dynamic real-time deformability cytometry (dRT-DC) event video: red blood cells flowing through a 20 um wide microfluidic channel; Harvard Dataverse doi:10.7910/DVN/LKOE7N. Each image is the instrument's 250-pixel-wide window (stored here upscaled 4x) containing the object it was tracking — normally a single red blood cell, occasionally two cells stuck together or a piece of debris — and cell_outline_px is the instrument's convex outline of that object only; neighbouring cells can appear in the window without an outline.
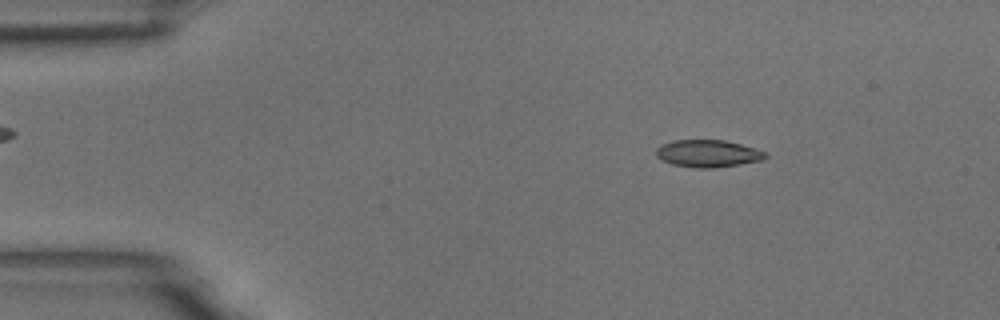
{"species": "common noctule bat (a hibernating species)", "species_latin": "Nyctalus noctula", "temperature_condition": "room temperature", "stored_images_in_passage": 56, "camera_frame_rate_fps": 3000, "um_per_image_px": 0.085, "animal": {"sex": "male", "body_mass_g": 18.8}, "frame": {"image": 1, "passage_image": 8, "time_ms": 2.333, "image_size_px": [1000, 320], "cell_outline_px": [[768, 156], [764, 160], [740, 164], [712, 168], [692, 168], [672, 164], [656, 156], [656, 148], [660, 144], [672, 140], [724, 140], [740, 144], [768, 152]], "centroid_in_image_um": [60.18, 13.05], "position_along_channel_um": 24.8, "area_um2": 17.51}}
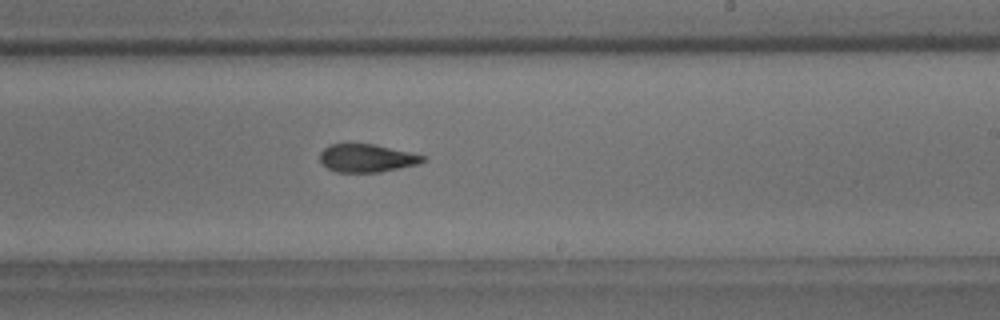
{"frame": {"image": 2, "passage_image": 33, "time_ms": 10.667, "image_size_px": [1000, 320], "cell_outline_px": [[428, 160], [420, 164], [380, 172], [336, 172], [328, 168], [320, 160], [320, 152], [328, 144], [376, 144], [412, 152], [424, 156]], "centroid_in_image_um": [31.22, 13.43], "position_along_channel_um": 257.8, "area_um2": 16.99}}
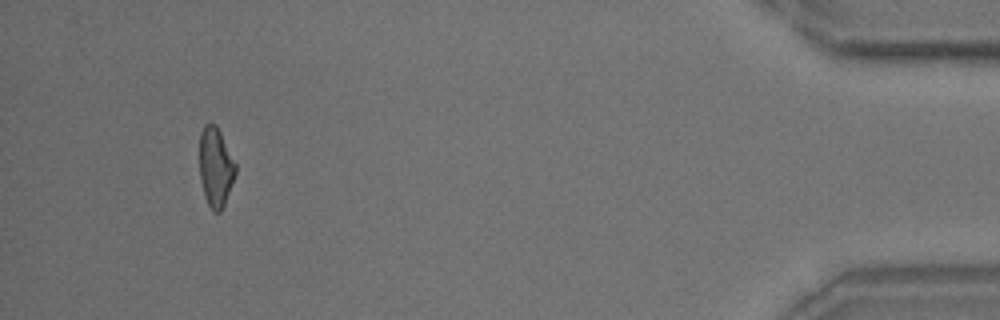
{"frame": {"image": 3, "passage_image": 52, "time_ms": 17.0, "image_size_px": [1000, 320], "cell_outline_px": [[236, 172], [224, 204], [220, 212], [212, 212], [204, 196], [200, 180], [200, 132], [204, 124], [216, 124], [236, 164]], "centroid_in_image_um": [18.31, 14.21], "position_along_channel_um": 416.9, "area_um2": 16.53}}